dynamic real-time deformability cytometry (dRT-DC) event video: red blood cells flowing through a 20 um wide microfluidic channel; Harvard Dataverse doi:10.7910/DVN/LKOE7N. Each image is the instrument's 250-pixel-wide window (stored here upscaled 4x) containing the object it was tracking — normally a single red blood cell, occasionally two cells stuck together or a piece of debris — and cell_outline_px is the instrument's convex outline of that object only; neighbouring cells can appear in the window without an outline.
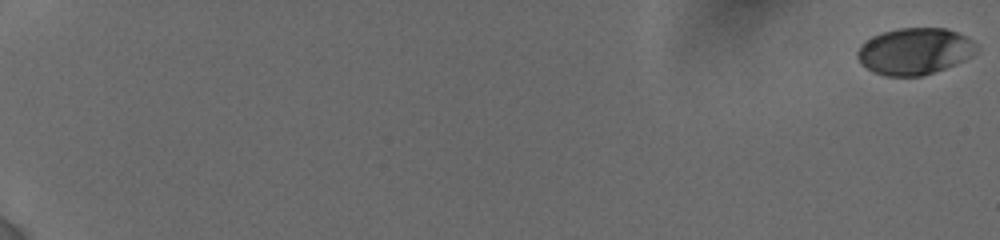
{"species": "human", "species_latin": "Homo sapiens", "temperature_condition": "cold", "stored_images_in_passage": 52, "camera_frame_rate_fps": 3000, "um_per_image_px": 0.085, "donor": {"sex": "female"}, "frame": {"image": 1, "passage_image": 1, "time_ms": 0.0, "image_size_px": [1000, 240], "cell_outline_px": [[976, 52], [972, 56], [956, 64], [920, 76], [884, 76], [872, 72], [856, 56], [856, 52], [860, 44], [864, 40], [872, 36], [884, 32], [900, 28], [948, 28], [968, 36], [976, 44]], "centroid_in_image_um": [77.74, 4.34], "position_along_channel_um": 7.3, "area_um2": 32.43}}
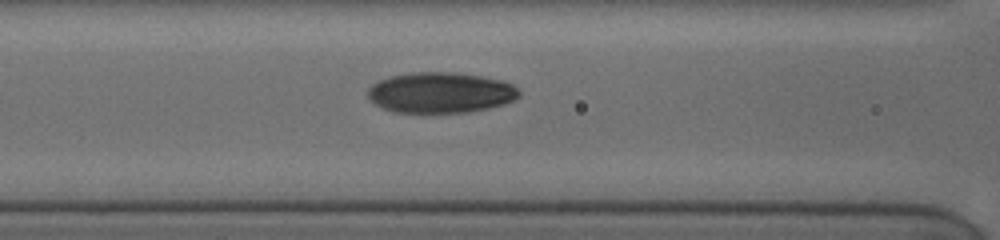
{"frame": {"image": 2, "passage_image": 29, "time_ms": 9.333, "image_size_px": [1000, 240], "cell_outline_px": [[520, 96], [504, 104], [488, 108], [468, 112], [392, 112], [376, 104], [368, 96], [368, 88], [376, 80], [388, 76], [412, 72], [452, 72], [484, 76], [500, 80], [512, 84], [520, 92]], "centroid_in_image_um": [37.43, 7.86], "position_along_channel_um": 129.2, "area_um2": 35.89}}
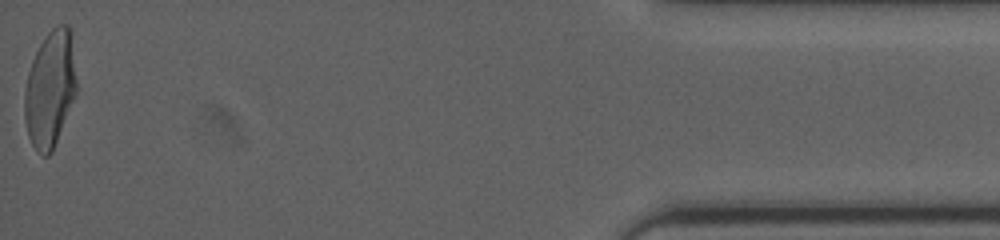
{"frame": {"image": 3, "passage_image": 52, "time_ms": 19.0, "image_size_px": [1000, 240], "cell_outline_px": [[76, 96], [52, 152], [48, 156], [44, 156], [36, 152], [28, 136], [24, 120], [24, 92], [28, 72], [32, 60], [40, 44], [48, 32], [56, 24], [68, 24], [72, 28], [76, 80]], "centroid_in_image_um": [4.27, 7.55], "position_along_channel_um": 430.9, "area_um2": 35.89}, "authors_computed_cell_mechanics": {"area_um2": 34.102, "velocity_mm_per_s": 3.8432, "shape_relaxation_time_tau1_ms": 5.5483, "shape_relaxation_time_tau2_ms": 0.9538, "deformation_change_tau1": 0.2011, "deformation_change_tau2": 0.0473}}